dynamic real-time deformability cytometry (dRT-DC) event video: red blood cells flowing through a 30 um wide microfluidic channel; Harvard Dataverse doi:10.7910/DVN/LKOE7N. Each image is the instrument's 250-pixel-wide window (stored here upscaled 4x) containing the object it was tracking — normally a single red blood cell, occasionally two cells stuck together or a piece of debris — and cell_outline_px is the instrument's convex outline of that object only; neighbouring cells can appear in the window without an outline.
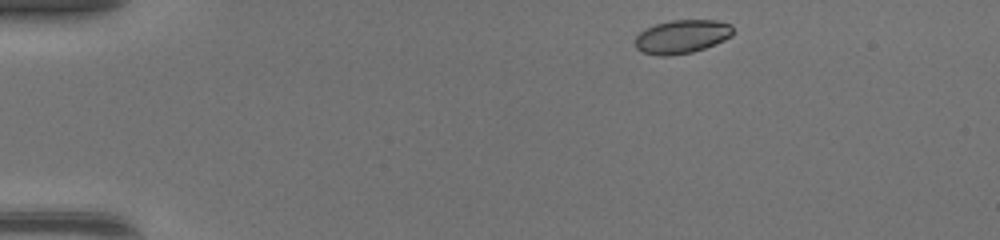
{"species": "common noctule bat (a hibernating species)", "species_latin": "Nyctalus noctula", "temperature_condition": "warm", "stored_images_in_passage": 41, "camera_frame_rate_fps": 3000, "um_per_image_px": 0.085, "animal": {"sex": "female", "body_mass_g": 17.0, "forearm_length_mm": 48.0}, "frame": {"image": 1, "passage_image": 1, "time_ms": 0.0, "image_size_px": [1000, 240], "cell_outline_px": [[732, 36], [724, 40], [704, 48], [692, 52], [664, 56], [644, 52], [636, 48], [636, 36], [640, 32], [656, 24], [672, 20], [716, 20], [732, 24]], "centroid_in_image_um": [57.99, 3.1], "position_along_channel_um": 27.0, "area_um2": 18.84}}
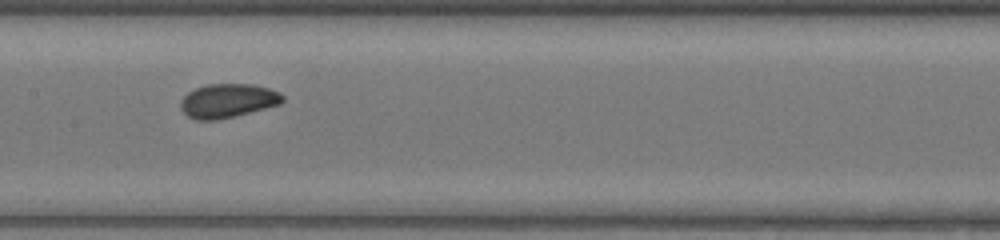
{"frame": {"image": 2, "passage_image": 18, "time_ms": 5.667, "image_size_px": [1000, 240], "cell_outline_px": [[284, 100], [280, 104], [216, 120], [196, 120], [188, 116], [180, 108], [180, 100], [188, 92], [196, 88], [208, 84], [252, 84], [268, 88], [280, 92], [284, 96]], "centroid_in_image_um": [19.35, 8.55], "position_along_channel_um": 188.1, "area_um2": 20.0}}
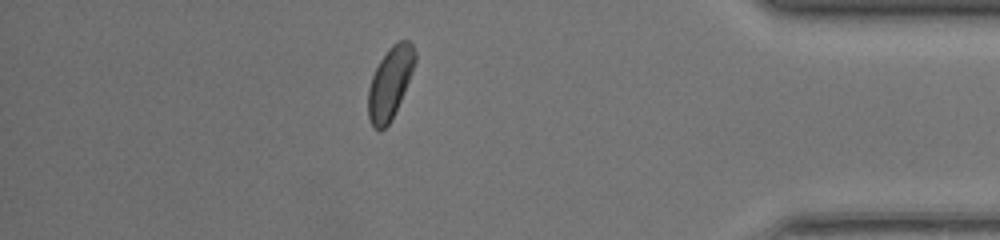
{"frame": {"image": 3, "passage_image": 35, "time_ms": 11.333, "image_size_px": [1000, 240], "cell_outline_px": [[416, 60], [412, 72], [400, 100], [388, 124], [380, 132], [372, 124], [368, 116], [368, 88], [372, 76], [380, 60], [388, 48], [392, 44], [400, 40], [408, 40], [412, 44], [416, 52]], "centroid_in_image_um": [33.15, 7.0], "position_along_channel_um": 402.1, "area_um2": 19.25}, "authors_computed_cell_mechanics": {"area_um2": 19.5364, "velocity_mm_per_s": 4.3833, "shape_relaxation_time_tau1_ms": 3.8064, "shape_relaxation_time_tau2_ms": 2.1705, "deformation_change_tau1": 0.0994, "deformation_change_tau2": 0.0529}}